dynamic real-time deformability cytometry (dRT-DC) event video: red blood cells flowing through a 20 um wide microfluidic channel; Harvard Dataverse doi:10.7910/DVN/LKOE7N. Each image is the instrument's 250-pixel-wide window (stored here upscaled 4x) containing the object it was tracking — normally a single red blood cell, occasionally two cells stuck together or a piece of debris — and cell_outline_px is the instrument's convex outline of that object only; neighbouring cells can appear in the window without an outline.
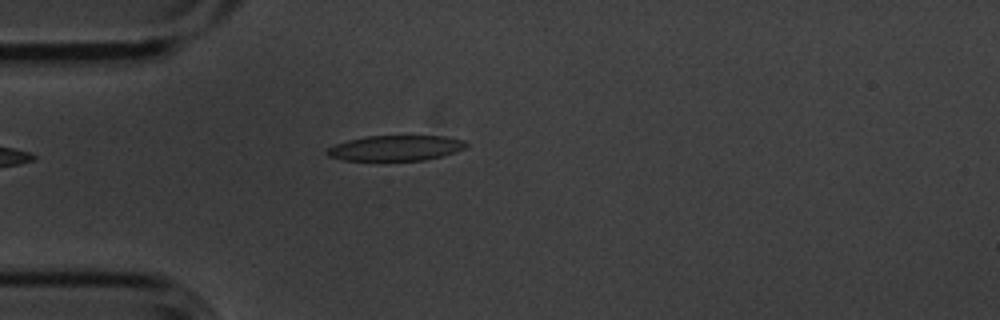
{"species": "common noctule bat (a hibernating species)", "species_latin": "Nyctalus noctula", "temperature_condition": "cold", "stored_images_in_passage": 5, "camera_frame_rate_fps": 3000, "um_per_image_px": 0.085, "animal": {"sex": "male", "body_mass_g": 20.1, "forearm_length_mm": 53.5}, "frame": {"image": 1, "passage_image": 4, "time_ms": 1.0, "image_size_px": [1000, 320], "cell_outline_px": [[468, 144], [464, 148], [456, 152], [424, 160], [384, 164], [344, 160], [328, 156], [324, 152], [328, 148], [336, 144], [348, 140], [364, 136], [444, 136], [464, 140]], "centroid_in_image_um": [33.56, 12.64], "position_along_channel_um": 51.4, "area_um2": 21.62}}